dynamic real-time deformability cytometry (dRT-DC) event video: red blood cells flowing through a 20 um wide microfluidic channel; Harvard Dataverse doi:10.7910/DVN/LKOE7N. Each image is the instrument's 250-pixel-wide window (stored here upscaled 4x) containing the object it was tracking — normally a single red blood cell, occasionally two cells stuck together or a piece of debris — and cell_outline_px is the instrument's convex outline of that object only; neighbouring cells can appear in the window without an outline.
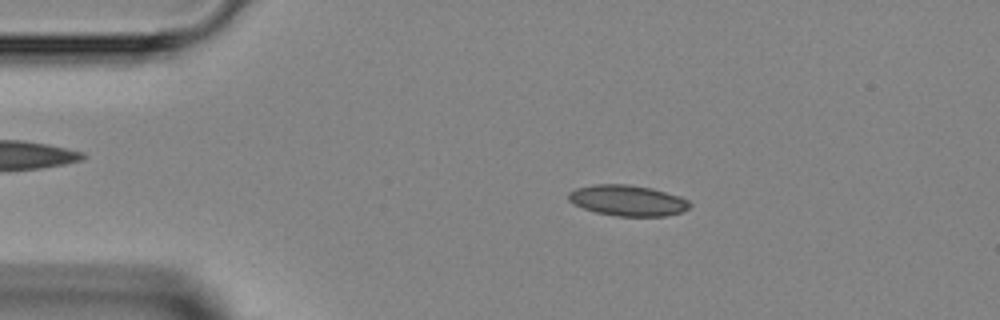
{"species": "Egyptian fruit bat (a non-hibernating species)", "species_latin": "Rousettus aegyptiacus", "temperature_condition": "room temperature", "stored_images_in_passage": 12, "camera_frame_rate_fps": 3000, "um_per_image_px": 0.085, "animal": {"sex": "female"}, "frame": {"image": 1, "passage_image": 8, "time_ms": 2.333, "image_size_px": [1000, 320], "cell_outline_px": [[692, 204], [688, 208], [680, 212], [668, 216], [616, 216], [596, 212], [572, 204], [568, 200], [568, 192], [576, 188], [596, 184], [628, 184], [652, 188], [680, 196], [688, 200]], "centroid_in_image_um": [53.34, 17.04], "position_along_channel_um": 31.7, "area_um2": 21.85}}